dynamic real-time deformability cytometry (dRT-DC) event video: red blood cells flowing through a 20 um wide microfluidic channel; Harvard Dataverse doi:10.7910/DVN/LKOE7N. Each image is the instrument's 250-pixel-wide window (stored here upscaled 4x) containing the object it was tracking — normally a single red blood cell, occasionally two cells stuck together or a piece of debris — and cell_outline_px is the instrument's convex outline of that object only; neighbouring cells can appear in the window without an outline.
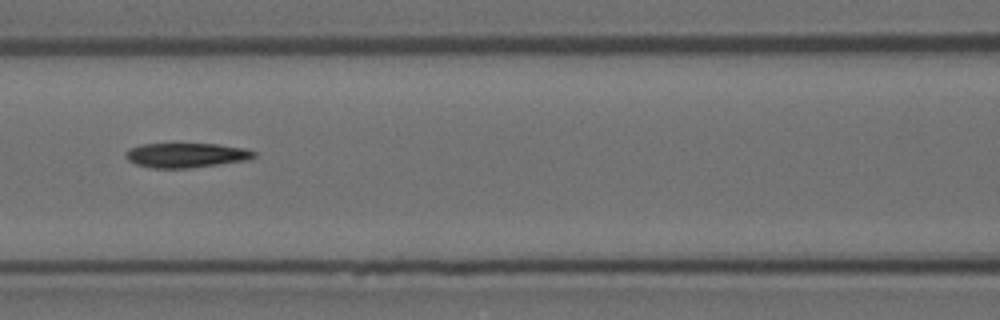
{"species": "Egyptian fruit bat (a non-hibernating species)", "species_latin": "Rousettus aegyptiacus", "temperature_condition": "room temperature", "stored_images_in_passage": 11, "segment_of_instrument_passage": [2, 2], "camera_frame_rate_fps": 3000, "um_per_image_px": 0.085, "animal": {"sex": "female"}, "frame": {"image": 1, "passage_image": 7, "time_ms": 2.0, "image_size_px": [1000, 320], "cell_outline_px": [[256, 156], [248, 160], [188, 168], [152, 168], [136, 164], [128, 160], [124, 156], [124, 152], [128, 148], [140, 144], [216, 144], [244, 148], [256, 152]], "centroid_in_image_um": [15.78, 13.19], "position_along_channel_um": 150.8, "area_um2": 18.44}}
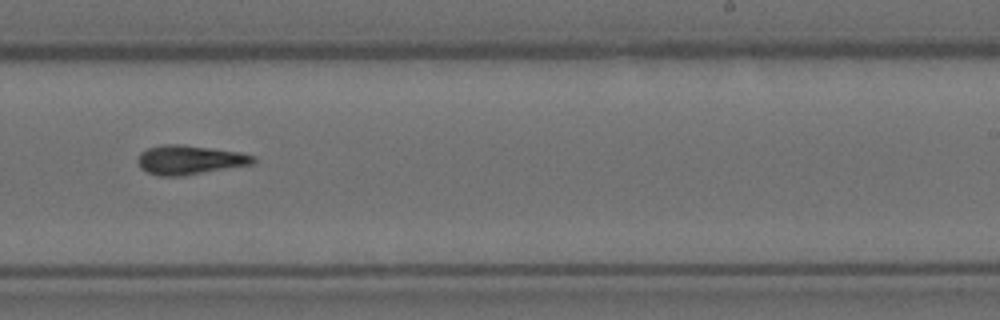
{"frame": {"image": 2, "passage_image": 10, "time_ms": 3.0, "image_size_px": [1000, 320], "cell_outline_px": [[256, 160], [252, 164], [180, 176], [156, 176], [140, 168], [136, 160], [136, 156], [140, 152], [148, 148], [160, 144], [180, 144], [240, 152], [256, 156]], "centroid_in_image_um": [16.06, 13.58], "position_along_channel_um": 272.9, "area_um2": 19.71}}
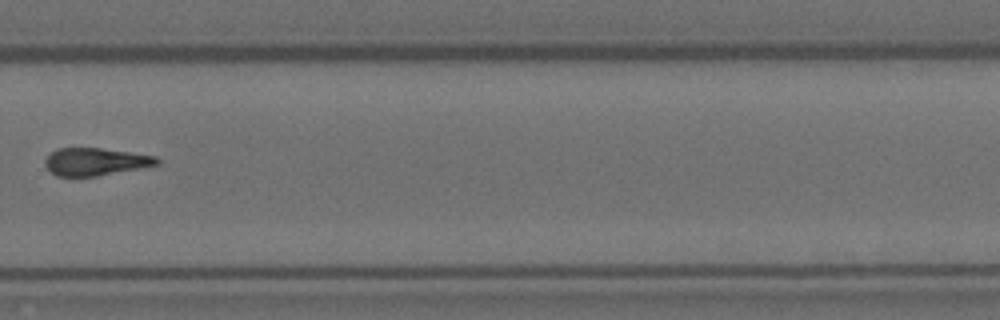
{"frame": {"image": 3, "passage_image": 11, "time_ms": 3.333, "image_size_px": [1000, 320], "cell_outline_px": [[160, 164], [96, 176], [56, 176], [44, 164], [44, 160], [56, 148], [100, 148], [156, 156], [160, 160]], "centroid_in_image_um": [8.1, 13.74], "position_along_channel_um": 321.7, "area_um2": 17.74}}